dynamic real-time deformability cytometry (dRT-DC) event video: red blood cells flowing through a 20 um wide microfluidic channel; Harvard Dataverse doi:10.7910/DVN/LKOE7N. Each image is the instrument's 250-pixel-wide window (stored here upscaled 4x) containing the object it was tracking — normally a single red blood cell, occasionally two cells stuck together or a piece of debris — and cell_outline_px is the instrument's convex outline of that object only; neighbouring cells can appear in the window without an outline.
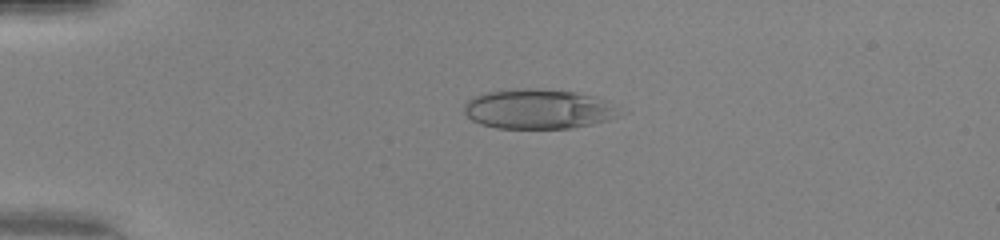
{"species": "human", "species_latin": "Homo sapiens", "temperature_condition": "warm", "stored_images_in_passage": 40, "camera_frame_rate_fps": 3000, "um_per_image_px": 0.085, "donor": {"sex": "female"}, "frame": {"image": 1, "passage_image": 3, "time_ms": 0.667, "image_size_px": [1000, 240], "cell_outline_px": [[628, 112], [620, 116], [608, 120], [592, 124], [572, 128], [496, 128], [480, 124], [472, 120], [464, 112], [464, 104], [472, 96], [484, 92], [516, 88], [536, 88], [576, 92], [592, 96], [604, 100]], "centroid_in_image_um": [45.78, 9.26], "position_along_channel_um": 39.2, "area_um2": 36.53}}
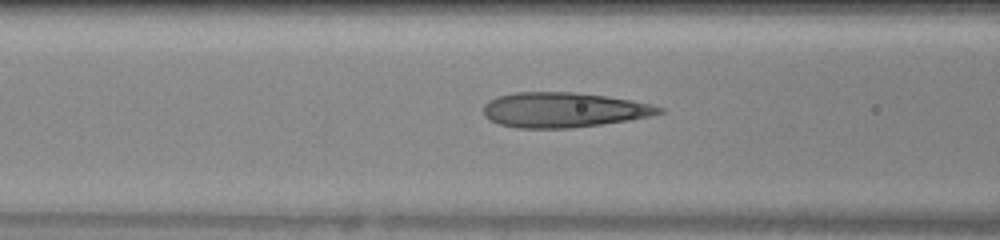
{"frame": {"image": 2, "passage_image": 12, "time_ms": 3.667, "image_size_px": [1000, 240], "cell_outline_px": [[664, 112], [648, 116], [628, 120], [572, 128], [516, 128], [500, 124], [484, 116], [484, 104], [488, 100], [512, 92], [572, 92], [608, 96], [632, 100], [664, 108]], "centroid_in_image_um": [47.88, 9.33], "position_along_channel_um": 118.7, "area_um2": 35.66}}
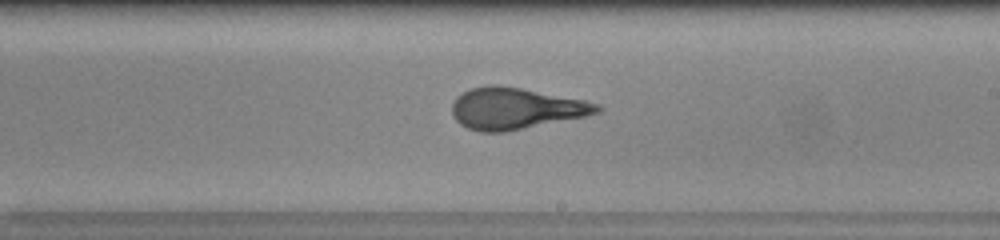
{"frame": {"image": 3, "passage_image": 21, "time_ms": 6.667, "image_size_px": [1000, 240], "cell_outline_px": [[604, 108], [600, 112], [584, 116], [504, 132], [480, 132], [468, 128], [460, 124], [456, 120], [452, 112], [452, 104], [456, 96], [472, 88], [492, 84], [496, 84], [520, 88], [584, 100], [600, 104]], "centroid_in_image_um": [43.81, 9.22], "position_along_channel_um": 245.2, "area_um2": 34.74}}